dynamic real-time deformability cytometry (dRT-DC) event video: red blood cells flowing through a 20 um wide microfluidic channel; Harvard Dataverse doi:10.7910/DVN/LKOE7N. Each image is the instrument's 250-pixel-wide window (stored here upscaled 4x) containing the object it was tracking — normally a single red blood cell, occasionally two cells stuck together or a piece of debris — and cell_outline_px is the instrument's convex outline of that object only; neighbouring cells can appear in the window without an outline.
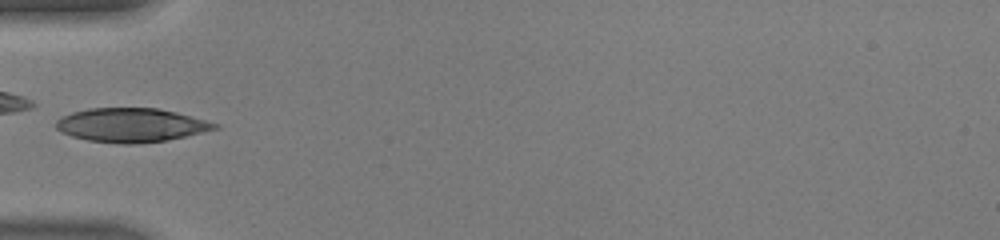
{"species": "human", "species_latin": "Homo sapiens", "temperature_condition": "warm", "stored_images_in_passage": 24, "camera_frame_rate_fps": 3000, "um_per_image_px": 0.085, "donor": {"sex": "male"}, "frame": {"image": 1, "passage_image": 1, "time_ms": 0.0, "image_size_px": [1000, 240], "cell_outline_px": [[220, 128], [184, 136], [164, 140], [136, 144], [124, 144], [88, 140], [72, 136], [60, 132], [56, 128], [56, 120], [60, 116], [72, 112], [88, 108], [160, 108], [176, 112], [220, 124]], "centroid_in_image_um": [11.12, 10.62], "position_along_channel_um": 73.9, "area_um2": 31.33}}
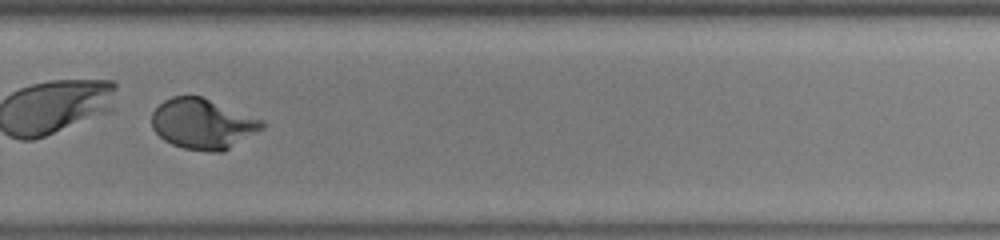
{"frame": {"image": 2, "passage_image": 17, "time_ms": 5.333, "image_size_px": [1000, 240], "cell_outline_px": [[264, 128], [224, 152], [208, 152], [184, 148], [172, 144], [164, 140], [152, 128], [152, 112], [164, 100], [172, 96], [200, 96], [264, 120]], "centroid_in_image_um": [17.24, 10.54], "position_along_channel_um": 312.6, "area_um2": 32.31}}